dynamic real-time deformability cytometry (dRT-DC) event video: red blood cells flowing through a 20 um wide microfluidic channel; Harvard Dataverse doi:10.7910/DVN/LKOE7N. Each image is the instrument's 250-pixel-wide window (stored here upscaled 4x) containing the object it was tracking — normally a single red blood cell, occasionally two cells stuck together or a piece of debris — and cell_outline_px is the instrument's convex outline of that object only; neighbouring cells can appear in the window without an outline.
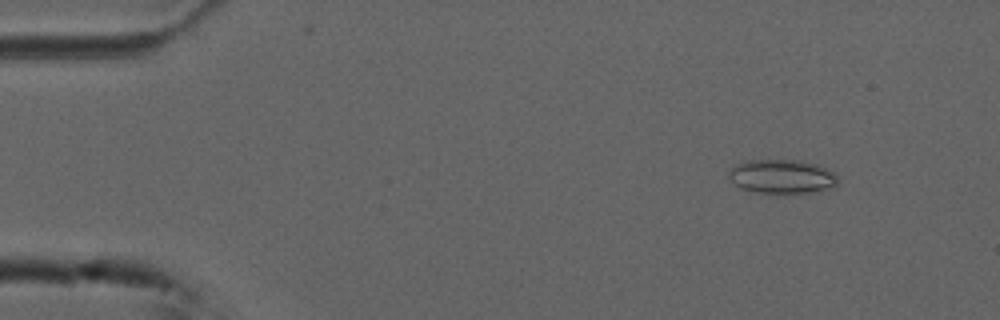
{"species": "common noctule bat (a hibernating species)", "species_latin": "Nyctalus noctula", "temperature_condition": "cold", "stored_images_in_passage": 54, "camera_frame_rate_fps": 3000, "um_per_image_px": 0.085, "animal": {"sex": "male", "forearm_length_mm": 52.5}, "frame": {"image": 1, "passage_image": 6, "time_ms": 1.667, "image_size_px": [1000, 320], "cell_outline_px": [[836, 184], [828, 188], [812, 192], [756, 192], [740, 188], [728, 176], [728, 172], [732, 168], [748, 160], [796, 160], [816, 164], [836, 172]], "centroid_in_image_um": [66.47, 14.99], "position_along_channel_um": 18.5, "area_um2": 21.1}}
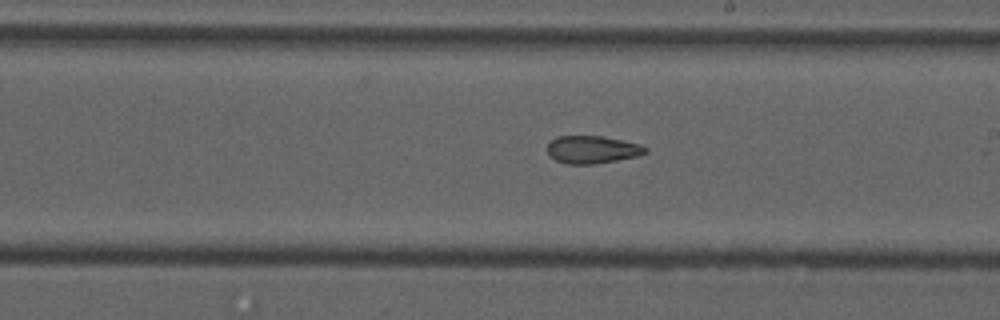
{"frame": {"image": 2, "passage_image": 31, "time_ms": 10.0, "image_size_px": [1000, 320], "cell_outline_px": [[648, 152], [636, 156], [616, 160], [592, 164], [568, 164], [556, 160], [548, 156], [548, 144], [556, 136], [604, 136], [640, 144], [648, 148]], "centroid_in_image_um": [50.34, 12.71], "position_along_channel_um": 238.7, "area_um2": 15.78}}
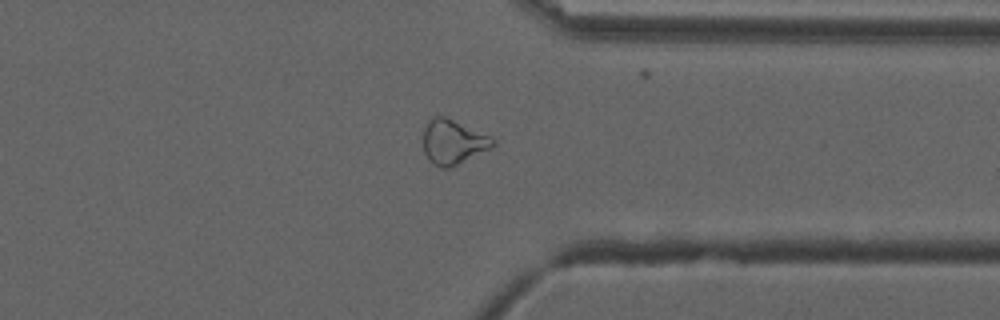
{"frame": {"image": 3, "passage_image": 42, "time_ms": 13.667, "image_size_px": [1000, 320], "cell_outline_px": [[496, 144], [492, 148], [448, 168], [440, 168], [432, 164], [428, 160], [424, 152], [424, 128], [428, 120], [432, 116], [444, 116], [492, 136], [496, 140]], "centroid_in_image_um": [38.52, 12.06], "position_along_channel_um": 372.9, "area_um2": 18.21}, "authors_computed_cell_mechanics": {"area_um2": 18.7561, "velocity_mm_per_s": 3.7403, "shape_relaxation_time_tau1_ms": null, "shape_relaxation_time_tau2_ms": 3.6269, "deformation_change_tau1": null, "deformation_change_tau2": 0.1149}}